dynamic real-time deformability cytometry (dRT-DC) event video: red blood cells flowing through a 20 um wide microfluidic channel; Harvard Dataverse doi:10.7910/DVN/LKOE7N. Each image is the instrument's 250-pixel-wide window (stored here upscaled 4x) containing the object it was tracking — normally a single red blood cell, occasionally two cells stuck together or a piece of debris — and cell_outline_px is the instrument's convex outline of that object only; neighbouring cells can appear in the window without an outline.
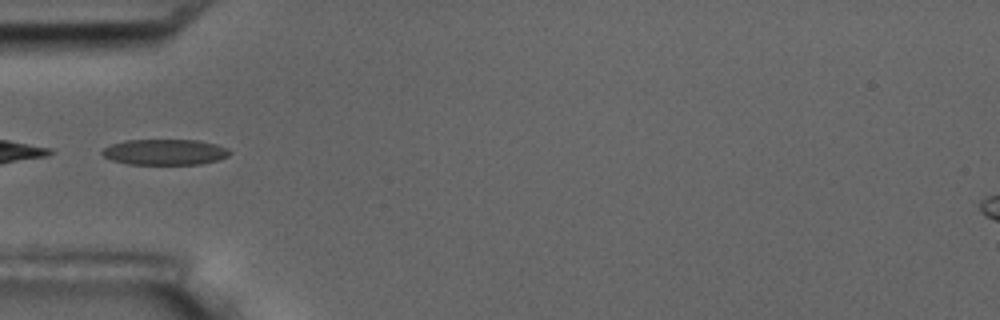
{"species": "common noctule bat (a hibernating species)", "species_latin": "Nyctalus noctula", "temperature_condition": "room temperature", "stored_images_in_passage": 7, "camera_frame_rate_fps": 3000, "um_per_image_px": 0.085, "animal": {"sex": "male", "body_mass_g": 17.5, "forearm_length_mm": 52.3}, "frame": {"image": 1, "passage_image": 5, "time_ms": 5.667, "image_size_px": [1000, 320], "cell_outline_px": [[232, 152], [228, 156], [216, 160], [200, 164], [128, 164], [112, 160], [104, 156], [100, 152], [104, 148], [112, 144], [124, 140], [200, 140], [216, 144], [228, 148]], "centroid_in_image_um": [14.02, 12.92], "position_along_channel_um": 71.0, "area_um2": 19.13}}